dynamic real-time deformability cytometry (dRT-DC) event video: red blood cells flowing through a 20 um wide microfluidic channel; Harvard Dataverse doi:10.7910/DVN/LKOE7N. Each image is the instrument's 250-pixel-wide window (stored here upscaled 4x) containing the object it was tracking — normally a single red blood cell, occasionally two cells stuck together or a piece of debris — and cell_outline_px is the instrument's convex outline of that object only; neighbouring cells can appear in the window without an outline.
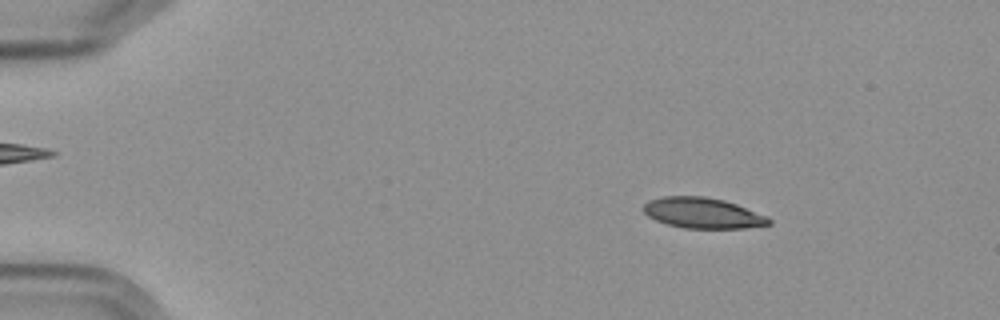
{"species": "Egyptian fruit bat (a non-hibernating species)", "species_latin": "Rousettus aegyptiacus", "temperature_condition": "cold", "stored_images_in_passage": 4, "camera_frame_rate_fps": 3000, "um_per_image_px": 0.085, "frame": {"image": 1, "passage_image": 2, "time_ms": 1.0, "image_size_px": [1000, 320], "cell_outline_px": [[772, 224], [744, 228], [684, 228], [668, 224], [656, 220], [648, 216], [640, 208], [648, 200], [660, 196], [704, 196], [724, 200], [736, 204], [768, 216], [772, 220]], "centroid_in_image_um": [59.72, 18.1], "position_along_channel_um": 25.3, "area_um2": 22.54}}